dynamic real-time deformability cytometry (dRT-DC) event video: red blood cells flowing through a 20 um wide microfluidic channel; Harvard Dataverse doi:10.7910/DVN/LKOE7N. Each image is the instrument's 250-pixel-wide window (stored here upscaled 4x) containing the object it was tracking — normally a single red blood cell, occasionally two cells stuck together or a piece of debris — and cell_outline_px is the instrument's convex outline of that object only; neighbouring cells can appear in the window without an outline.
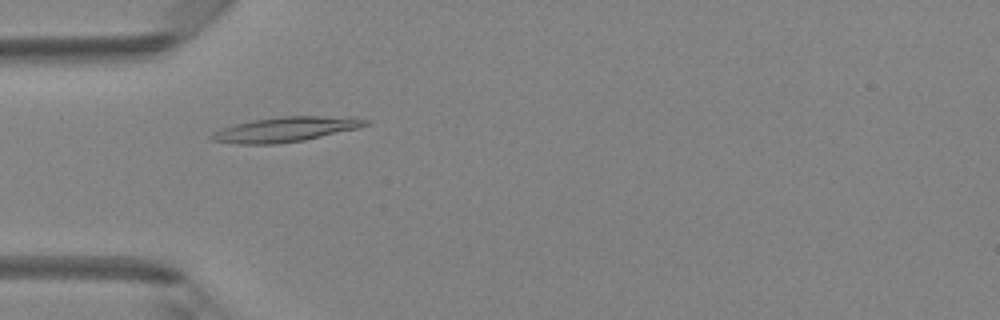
{"species": "Egyptian fruit bat (a non-hibernating species)", "species_latin": "Rousettus aegyptiacus", "temperature_condition": "room temperature", "stored_images_in_passage": 42, "camera_frame_rate_fps": 3000, "um_per_image_px": 0.085, "animal": {"sex": "female"}, "frame": {"image": 1, "passage_image": 9, "time_ms": 2.667, "image_size_px": [1000, 320], "cell_outline_px": [[372, 124], [360, 128], [304, 140], [276, 144], [236, 144], [212, 140], [208, 136], [224, 128], [236, 124], [252, 120], [280, 116], [356, 116], [372, 120]], "centroid_in_image_um": [24.43, 10.98], "position_along_channel_um": 60.6, "area_um2": 22.6}}
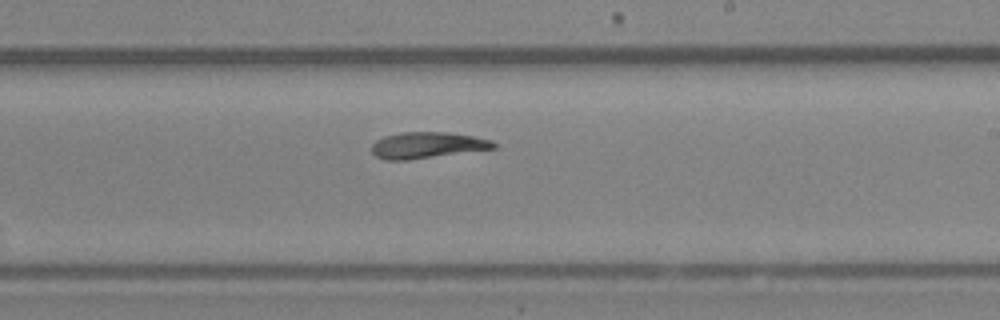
{"frame": {"image": 2, "passage_image": 23, "time_ms": 7.333, "image_size_px": [1000, 320], "cell_outline_px": [[496, 148], [408, 160], [384, 160], [376, 156], [372, 152], [372, 144], [376, 140], [384, 136], [400, 132], [448, 132], [472, 136], [492, 140], [496, 144]], "centroid_in_image_um": [36.29, 12.34], "position_along_channel_um": 252.7, "area_um2": 18.61}}
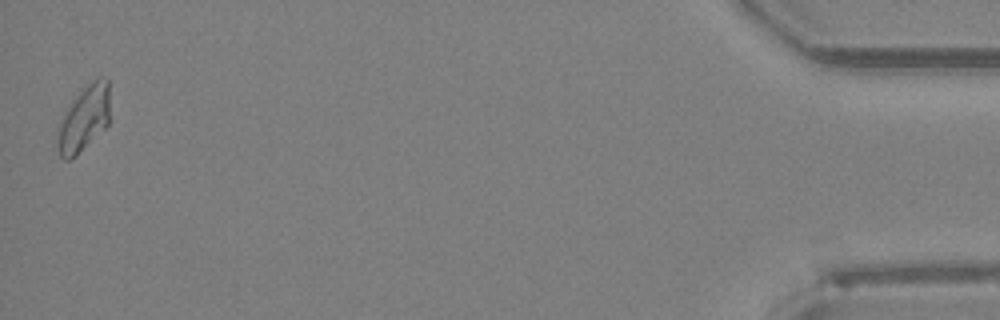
{"frame": {"image": 3, "passage_image": 42, "time_ms": 13.667, "image_size_px": [1000, 320], "cell_outline_px": [[108, 124], [76, 156], [68, 160], [64, 160], [60, 156], [56, 144], [56, 140], [60, 124], [64, 112], [72, 100], [92, 80], [104, 76], [108, 80]], "centroid_in_image_um": [7.11, 10.1], "position_along_channel_um": 428.1, "area_um2": 19.65}, "authors_computed_cell_mechanics": {"area_um2": 19.1607, "velocity_mm_per_s": 4.1802, "shape_relaxation_time_tau1_ms": null, "shape_relaxation_time_tau2_ms": 5.5312, "deformation_change_tau1": null, "deformation_change_tau2": 0.136}}